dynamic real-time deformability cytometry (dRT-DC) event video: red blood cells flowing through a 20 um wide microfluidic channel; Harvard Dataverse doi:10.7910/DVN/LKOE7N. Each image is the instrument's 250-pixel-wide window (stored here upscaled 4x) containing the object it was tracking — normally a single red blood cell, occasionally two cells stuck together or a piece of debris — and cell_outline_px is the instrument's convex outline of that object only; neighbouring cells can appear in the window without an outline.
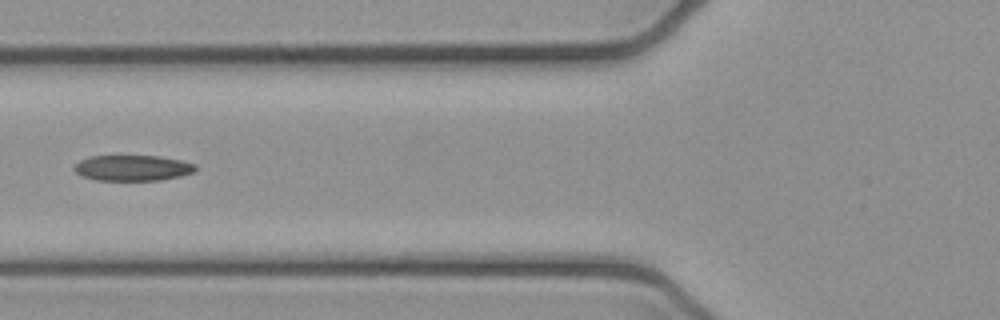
{"species": "common noctule bat (a hibernating species)", "species_latin": "Nyctalus noctula", "temperature_condition": "cold", "stored_images_in_passage": 5, "camera_frame_rate_fps": 3000, "um_per_image_px": 0.085, "animal": {"sex": "female", "body_mass_g": 21.9}, "frame": {"image": 1, "passage_image": 5, "time_ms": 1.333, "image_size_px": [1000, 320], "cell_outline_px": [[196, 172], [180, 176], [160, 180], [96, 180], [84, 176], [76, 172], [72, 168], [80, 160], [88, 156], [160, 156], [184, 160], [196, 164]], "centroid_in_image_um": [11.31, 14.27], "position_along_channel_um": 114.5, "area_um2": 18.26}}